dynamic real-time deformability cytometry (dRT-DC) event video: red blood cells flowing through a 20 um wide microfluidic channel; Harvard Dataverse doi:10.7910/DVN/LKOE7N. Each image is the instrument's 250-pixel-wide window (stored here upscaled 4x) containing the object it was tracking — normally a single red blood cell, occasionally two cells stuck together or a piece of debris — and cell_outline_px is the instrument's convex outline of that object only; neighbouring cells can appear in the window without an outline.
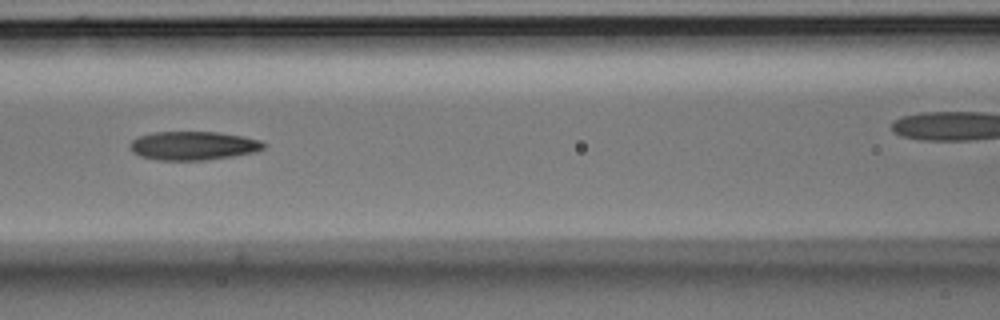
{"species": "Egyptian fruit bat (a non-hibernating species)", "species_latin": "Rousettus aegyptiacus", "temperature_condition": "room temperature", "stored_images_in_passage": 7, "camera_frame_rate_fps": 3000, "um_per_image_px": 0.085, "animal": {"sex": "male"}, "frame": {"image": 1, "passage_image": 4, "time_ms": 1.0, "image_size_px": [1000, 320], "cell_outline_px": [[268, 144], [264, 148], [256, 152], [232, 156], [204, 160], [156, 160], [140, 156], [132, 152], [132, 140], [140, 136], [152, 132], [216, 132], [244, 136], [260, 140]], "centroid_in_image_um": [16.47, 12.38], "position_along_channel_um": 150.1, "area_um2": 22.31}}